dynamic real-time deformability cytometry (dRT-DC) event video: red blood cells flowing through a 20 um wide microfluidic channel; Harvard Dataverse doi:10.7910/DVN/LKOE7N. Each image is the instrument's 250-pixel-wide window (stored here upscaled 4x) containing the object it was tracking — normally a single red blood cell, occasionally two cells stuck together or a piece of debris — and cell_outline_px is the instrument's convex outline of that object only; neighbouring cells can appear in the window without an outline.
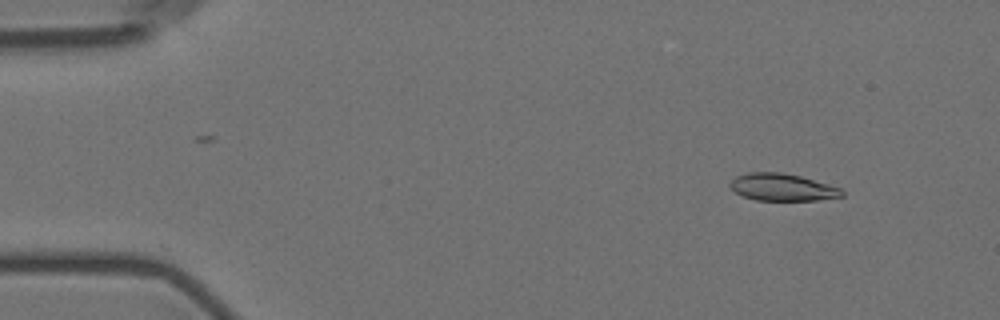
{"species": "Egyptian fruit bat (a non-hibernating species)", "species_latin": "Rousettus aegyptiacus", "temperature_condition": "room temperature", "stored_images_in_passage": 4, "camera_frame_rate_fps": 3000, "um_per_image_px": 0.085, "animal": {"sex": "female"}, "frame": {"image": 1, "passage_image": 1, "time_ms": 0.0, "image_size_px": [1000, 320], "cell_outline_px": [[844, 196], [816, 200], [756, 200], [744, 196], [736, 192], [728, 184], [736, 176], [748, 172], [780, 172], [800, 176], [828, 184], [840, 188], [844, 192]], "centroid_in_image_um": [66.5, 15.91], "position_along_channel_um": 18.5, "area_um2": 17.57}}
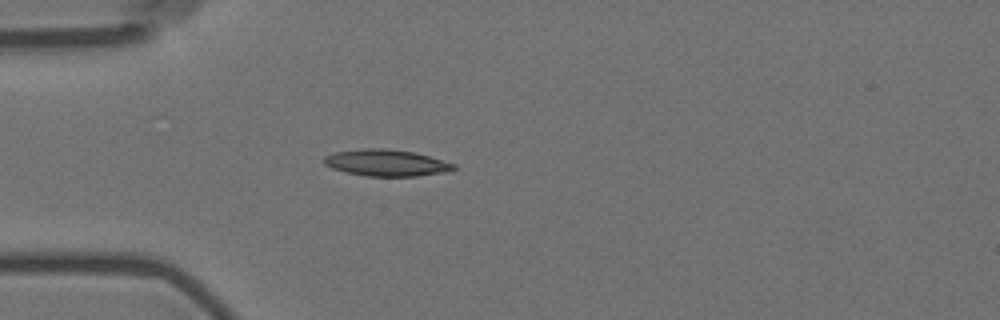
{"frame": {"image": 2, "passage_image": 4, "time_ms": 3.333, "image_size_px": [1000, 320], "cell_outline_px": [[456, 168], [444, 172], [416, 176], [368, 176], [344, 172], [332, 168], [324, 164], [320, 160], [324, 156], [332, 152], [364, 148], [384, 148], [412, 152], [428, 156], [456, 164]], "centroid_in_image_um": [32.75, 13.83], "position_along_channel_um": 52.2, "area_um2": 20.11}}